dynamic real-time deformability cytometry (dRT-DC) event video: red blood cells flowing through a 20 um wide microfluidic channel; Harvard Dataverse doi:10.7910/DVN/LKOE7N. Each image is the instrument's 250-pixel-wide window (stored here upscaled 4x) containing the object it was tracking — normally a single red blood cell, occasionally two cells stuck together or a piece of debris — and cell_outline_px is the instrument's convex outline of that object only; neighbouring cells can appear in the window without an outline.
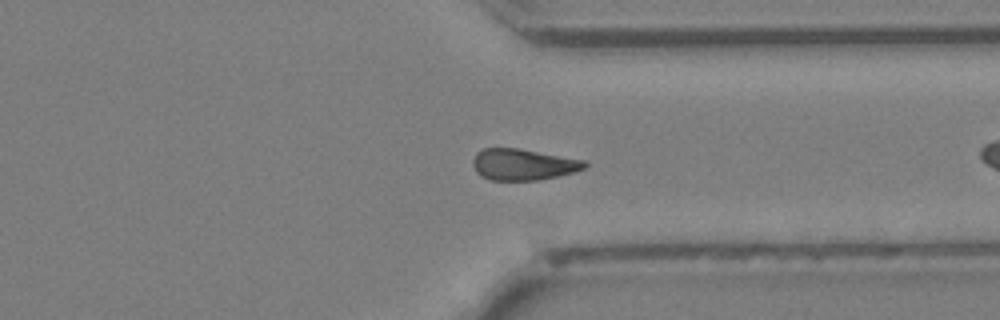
{"species": "Egyptian fruit bat (a non-hibernating species)", "species_latin": "Rousettus aegyptiacus", "temperature_condition": "cold", "stored_images_in_passage": 24, "camera_frame_rate_fps": 3000, "um_per_image_px": 0.085, "animal": {"sex": "female"}, "frame": {"image": 1, "passage_image": 21, "time_ms": 6.667, "image_size_px": [1000, 320], "cell_outline_px": [[588, 164], [584, 168], [572, 172], [556, 176], [536, 180], [492, 180], [480, 176], [476, 172], [472, 164], [472, 160], [476, 152], [484, 148], [520, 148], [584, 160]], "centroid_in_image_um": [44.41, 13.97], "position_along_channel_um": 367.0, "area_um2": 20.35}}